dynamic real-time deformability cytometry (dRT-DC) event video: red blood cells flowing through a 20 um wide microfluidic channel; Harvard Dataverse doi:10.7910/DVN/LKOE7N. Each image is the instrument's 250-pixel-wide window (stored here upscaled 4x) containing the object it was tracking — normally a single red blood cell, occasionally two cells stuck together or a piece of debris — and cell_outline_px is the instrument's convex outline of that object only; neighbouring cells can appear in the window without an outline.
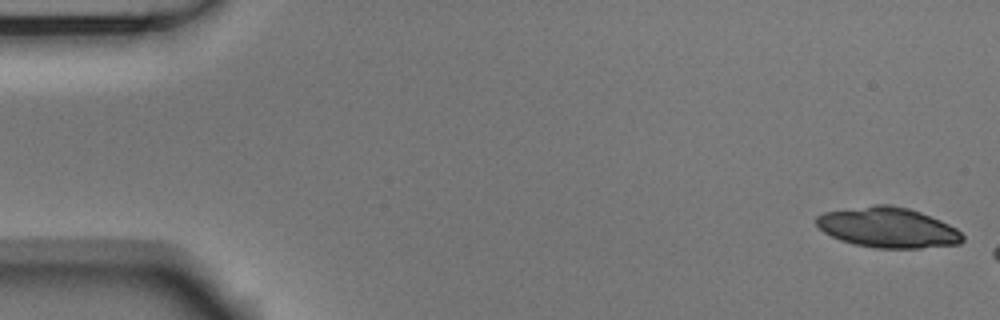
{"species": "Egyptian fruit bat (a non-hibernating species)", "species_latin": "Rousettus aegyptiacus", "temperature_condition": "room temperature", "stored_images_in_passage": 3, "camera_frame_rate_fps": 3000, "um_per_image_px": 0.085, "animal": {"sex": "male"}, "frame": {"image": 1, "passage_image": 1, "time_ms": 0.0, "image_size_px": [1000, 320], "cell_outline_px": [[964, 240], [960, 244], [920, 248], [876, 248], [856, 244], [840, 240], [824, 232], [816, 224], [816, 216], [824, 212], [876, 204], [888, 204], [908, 208], [920, 212], [940, 220], [956, 228], [964, 236]], "centroid_in_image_um": [75.48, 19.34], "position_along_channel_um": 9.5, "area_um2": 34.22}}